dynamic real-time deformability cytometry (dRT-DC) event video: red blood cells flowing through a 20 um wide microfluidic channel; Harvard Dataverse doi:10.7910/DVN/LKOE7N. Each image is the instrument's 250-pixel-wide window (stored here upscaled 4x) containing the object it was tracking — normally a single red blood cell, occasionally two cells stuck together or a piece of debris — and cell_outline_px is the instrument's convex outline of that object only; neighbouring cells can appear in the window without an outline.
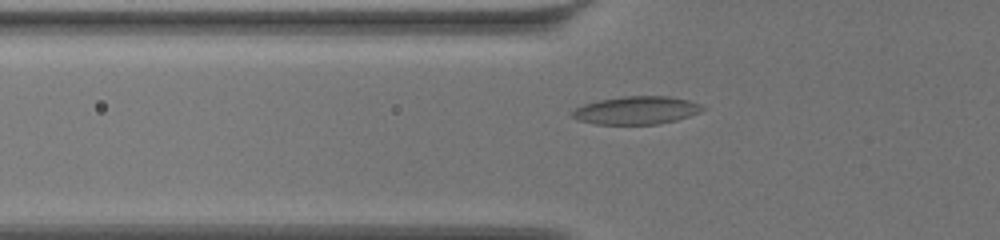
{"species": "common noctule bat (a hibernating species)", "species_latin": "Nyctalus noctula", "temperature_condition": "warm", "stored_images_in_passage": 26, "camera_frame_rate_fps": 3000, "um_per_image_px": 0.085, "animal": {"sex": "female", "body_mass_g": 19.5, "forearm_length_mm": 54.1}, "frame": {"image": 1, "passage_image": 5, "time_ms": 1.333, "image_size_px": [1000, 240], "cell_outline_px": [[704, 108], [688, 116], [676, 120], [660, 124], [596, 124], [580, 120], [572, 116], [572, 112], [576, 108], [584, 104], [600, 100], [624, 96], [672, 96], [688, 100], [700, 104]], "centroid_in_image_um": [54.09, 9.37], "position_along_channel_um": 71.7, "area_um2": 20.92}}
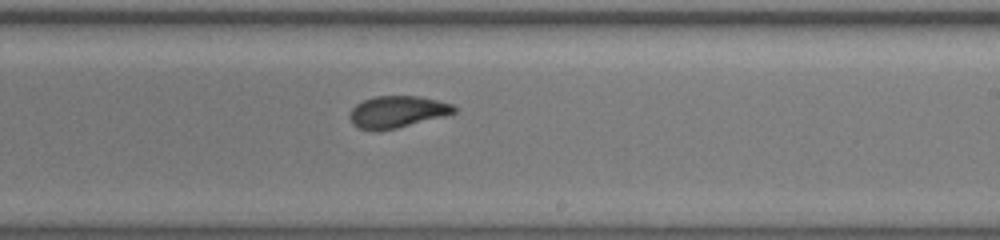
{"frame": {"image": 2, "passage_image": 13, "time_ms": 4.0, "image_size_px": [1000, 240], "cell_outline_px": [[456, 112], [444, 116], [396, 128], [360, 128], [352, 124], [348, 116], [352, 108], [356, 104], [364, 100], [376, 96], [420, 96], [452, 104], [456, 108]], "centroid_in_image_um": [33.77, 9.47], "position_along_channel_um": 255.2, "area_um2": 18.84}}
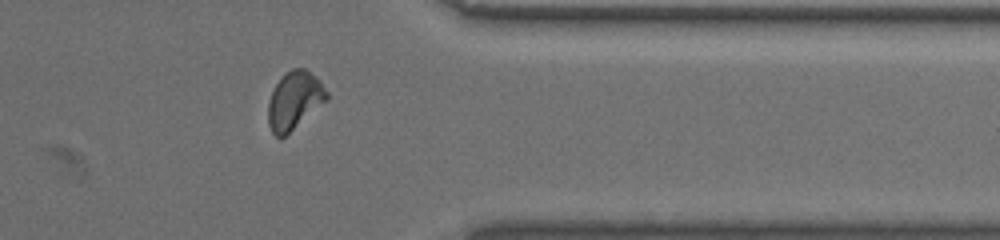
{"frame": {"image": 3, "passage_image": 20, "time_ms": 6.333, "image_size_px": [1000, 240], "cell_outline_px": [[328, 100], [280, 140], [272, 132], [268, 124], [268, 100], [276, 84], [292, 68], [304, 68], [316, 76], [320, 80], [328, 92]], "centroid_in_image_um": [25.04, 8.56], "position_along_channel_um": 386.4, "area_um2": 19.71}}